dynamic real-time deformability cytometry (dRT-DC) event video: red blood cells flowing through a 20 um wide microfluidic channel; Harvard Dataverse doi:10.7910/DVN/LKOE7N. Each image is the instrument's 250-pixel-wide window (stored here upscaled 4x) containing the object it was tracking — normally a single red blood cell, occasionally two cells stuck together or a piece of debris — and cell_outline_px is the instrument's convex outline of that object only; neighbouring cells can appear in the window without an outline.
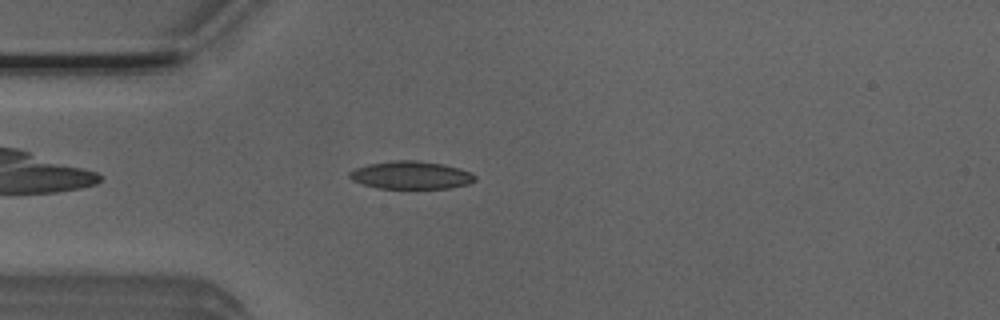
{"species": "Egyptian fruit bat (a non-hibernating species)", "species_latin": "Rousettus aegyptiacus", "temperature_condition": "room temperature", "stored_images_in_passage": 43, "camera_frame_rate_fps": 3000, "um_per_image_px": 0.085, "animal": {"sex": "male"}, "frame": {"image": 1, "passage_image": 5, "time_ms": 1.333, "image_size_px": [1000, 320], "cell_outline_px": [[476, 180], [468, 184], [448, 188], [376, 188], [352, 180], [348, 176], [348, 172], [356, 168], [368, 164], [392, 160], [416, 160], [440, 164], [460, 168], [472, 172], [476, 176]], "centroid_in_image_um": [34.93, 14.88], "position_along_channel_um": 50.1, "area_um2": 20.35}}
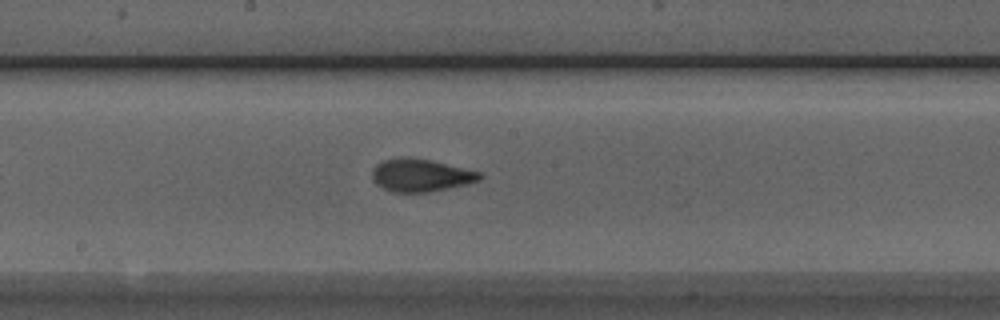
{"frame": {"image": 2, "passage_image": 18, "time_ms": 5.667, "image_size_px": [1000, 320], "cell_outline_px": [[484, 176], [480, 180], [468, 184], [428, 192], [392, 192], [376, 184], [372, 176], [372, 168], [376, 164], [384, 160], [408, 156], [432, 160], [480, 172]], "centroid_in_image_um": [35.77, 14.89], "position_along_channel_um": 212.4, "area_um2": 20.58}}
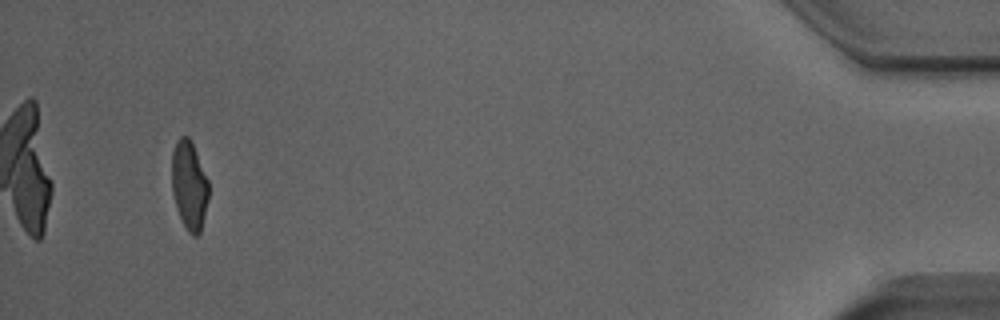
{"frame": {"image": 3, "passage_image": 40, "time_ms": 13.0, "image_size_px": [1000, 320], "cell_outline_px": [[208, 200], [200, 232], [196, 236], [192, 236], [188, 232], [176, 208], [172, 192], [172, 152], [176, 140], [180, 136], [188, 136], [192, 140], [208, 180]], "centroid_in_image_um": [16.08, 15.71], "position_along_channel_um": 419.1, "area_um2": 19.13}, "authors_computed_cell_mechanics": {"area_um2": 20.0566, "velocity_mm_per_s": 3.9421, "shape_relaxation_time_tau1_ms": 3.7499, "shape_relaxation_time_tau2_ms": 1.0746, "deformation_change_tau1": 0.1461, "deformation_change_tau2": 0.0599}}